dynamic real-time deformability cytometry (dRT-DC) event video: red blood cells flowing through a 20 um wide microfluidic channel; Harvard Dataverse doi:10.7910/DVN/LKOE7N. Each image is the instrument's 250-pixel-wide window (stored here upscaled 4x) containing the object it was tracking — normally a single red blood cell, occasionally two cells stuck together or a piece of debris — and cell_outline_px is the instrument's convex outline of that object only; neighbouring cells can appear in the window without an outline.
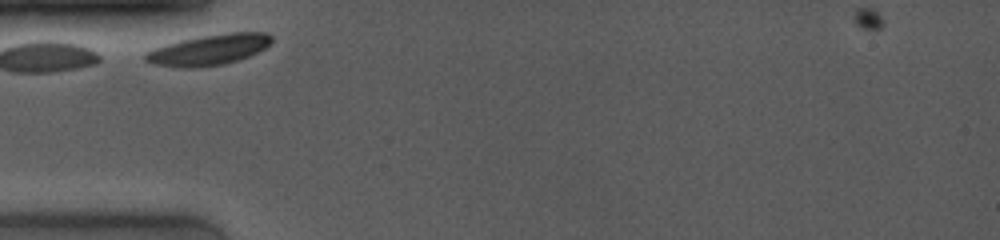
{"species": "common noctule bat (a hibernating species)", "species_latin": "Nyctalus noctula", "temperature_condition": "room temperature", "stored_images_in_passage": 26, "camera_frame_rate_fps": 4000, "um_per_image_px": 0.085, "animal": {"sex": "female", "body_mass_g": 19.0, "forearm_length_mm": 53.3}, "frame": {"image": 1, "passage_image": 1, "time_ms": 0.0, "image_size_px": [1000, 240], "cell_outline_px": [[272, 40], [264, 48], [248, 56], [224, 64], [196, 68], [180, 68], [156, 64], [144, 60], [144, 52], [180, 40], [228, 32], [268, 32], [272, 36]], "centroid_in_image_um": [17.75, 4.23], "position_along_channel_um": 67.3, "area_um2": 22.31}}
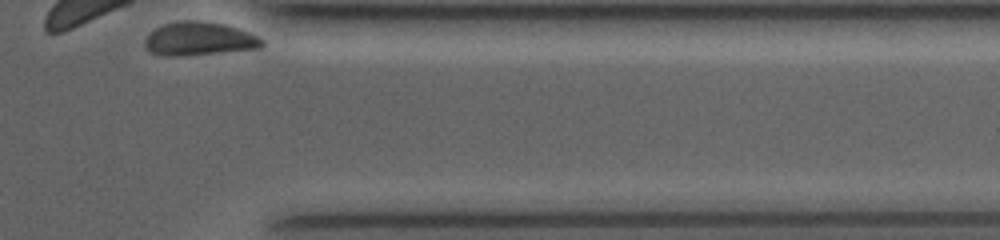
{"frame": {"image": 2, "passage_image": 26, "time_ms": 9.5, "image_size_px": [1000, 240], "cell_outline_px": [[264, 44], [260, 48], [176, 56], [164, 56], [152, 52], [144, 44], [144, 40], [156, 28], [164, 24], [184, 20], [200, 20], [228, 24], [248, 32], [264, 40]], "centroid_in_image_um": [16.95, 3.28], "position_along_channel_um": 394.4, "area_um2": 22.6}}